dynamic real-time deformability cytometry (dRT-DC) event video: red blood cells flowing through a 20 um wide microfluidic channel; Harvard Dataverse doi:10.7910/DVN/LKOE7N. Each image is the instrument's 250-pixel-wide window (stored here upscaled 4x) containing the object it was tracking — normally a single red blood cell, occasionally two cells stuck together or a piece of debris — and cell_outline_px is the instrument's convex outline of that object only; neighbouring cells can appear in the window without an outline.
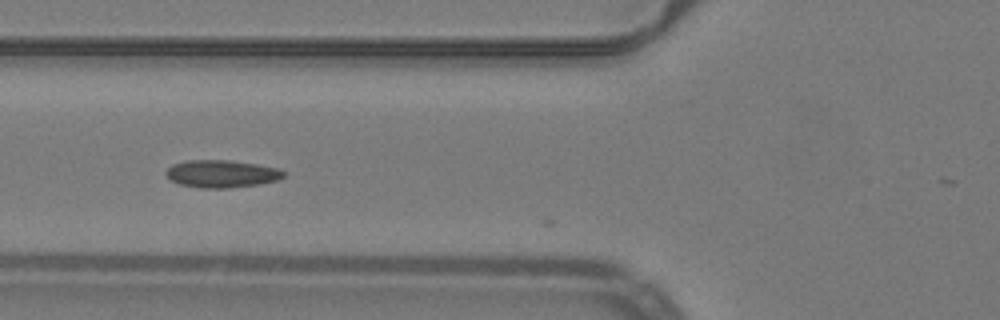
{"species": "common noctule bat (a hibernating species)", "species_latin": "Nyctalus noctula", "temperature_condition": "warm", "stored_images_in_passage": 5, "camera_frame_rate_fps": 3000, "um_per_image_px": 0.085, "animal": {"sex": "male", "body_mass_g": 19.2, "forearm_length_mm": 51.8}, "frame": {"image": 1, "passage_image": 3, "time_ms": 0.667, "image_size_px": [1000, 320], "cell_outline_px": [[288, 172], [284, 176], [276, 180], [260, 184], [228, 188], [200, 188], [180, 184], [172, 180], [164, 172], [172, 164], [188, 160], [228, 160], [256, 164], [280, 168]], "centroid_in_image_um": [18.87, 14.77], "position_along_channel_um": 106.9, "area_um2": 18.9}}